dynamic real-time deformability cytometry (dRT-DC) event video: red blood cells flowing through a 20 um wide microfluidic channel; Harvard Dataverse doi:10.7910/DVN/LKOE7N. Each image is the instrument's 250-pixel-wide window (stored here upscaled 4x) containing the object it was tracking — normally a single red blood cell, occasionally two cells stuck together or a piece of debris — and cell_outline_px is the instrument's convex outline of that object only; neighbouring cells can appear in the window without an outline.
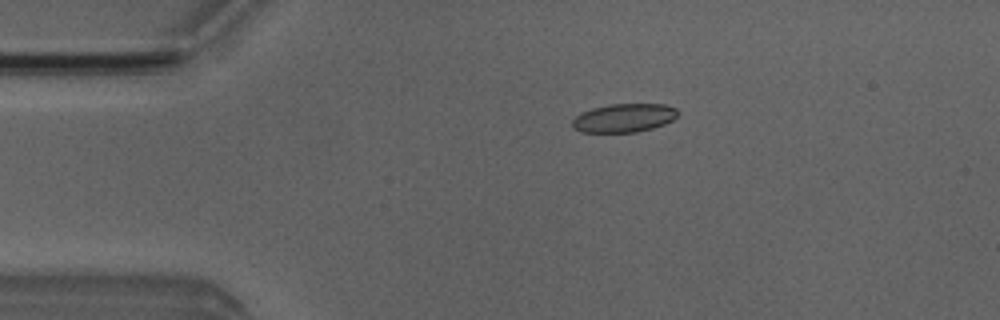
{"species": "Egyptian fruit bat (a non-hibernating species)", "species_latin": "Rousettus aegyptiacus", "temperature_condition": "room temperature", "stored_images_in_passage": 2, "camera_frame_rate_fps": 3000, "um_per_image_px": 0.085, "animal": {"sex": "male"}, "frame": {"image": 1, "passage_image": 1, "time_ms": 0.0, "image_size_px": [1000, 320], "cell_outline_px": [[680, 112], [672, 120], [664, 124], [652, 128], [636, 132], [580, 132], [572, 128], [572, 120], [580, 112], [592, 108], [608, 104], [664, 104], [676, 108]], "centroid_in_image_um": [53.01, 10.02], "position_along_channel_um": 32.0, "area_um2": 17.69}}